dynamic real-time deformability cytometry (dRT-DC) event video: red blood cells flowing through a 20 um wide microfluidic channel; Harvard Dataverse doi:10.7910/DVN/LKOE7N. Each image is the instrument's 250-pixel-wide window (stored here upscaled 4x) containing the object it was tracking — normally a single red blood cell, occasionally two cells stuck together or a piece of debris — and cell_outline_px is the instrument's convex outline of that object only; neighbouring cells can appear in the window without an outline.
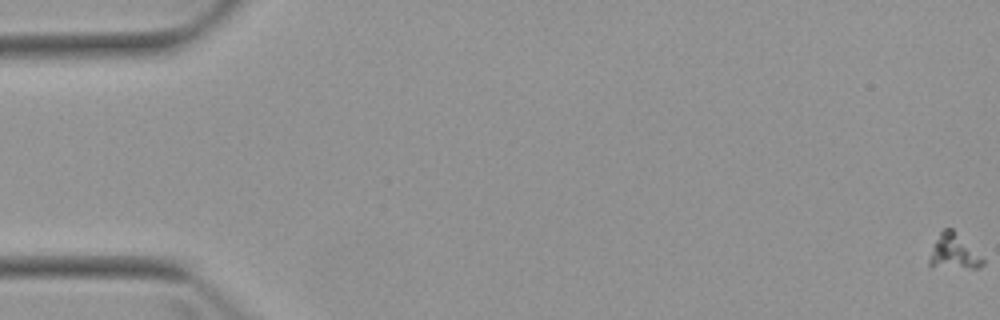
{"species": "Egyptian fruit bat (a non-hibernating species)", "species_latin": "Rousettus aegyptiacus", "temperature_condition": "warm", "stored_images_in_passage": 5, "camera_frame_rate_fps": 3000, "um_per_image_px": 0.085, "animal": {"sex": "female"}, "frame": {"image": 1, "passage_image": 1, "time_ms": 0.0, "image_size_px": [1000, 320], "cell_outline_px": [[984, 264], [980, 268], [932, 268], [928, 264], [928, 260], [932, 248], [940, 232], [944, 228], [952, 228], [984, 260]], "centroid_in_image_um": [81.03, 21.45], "position_along_channel_um": 4.0, "area_um2": 10.87}}